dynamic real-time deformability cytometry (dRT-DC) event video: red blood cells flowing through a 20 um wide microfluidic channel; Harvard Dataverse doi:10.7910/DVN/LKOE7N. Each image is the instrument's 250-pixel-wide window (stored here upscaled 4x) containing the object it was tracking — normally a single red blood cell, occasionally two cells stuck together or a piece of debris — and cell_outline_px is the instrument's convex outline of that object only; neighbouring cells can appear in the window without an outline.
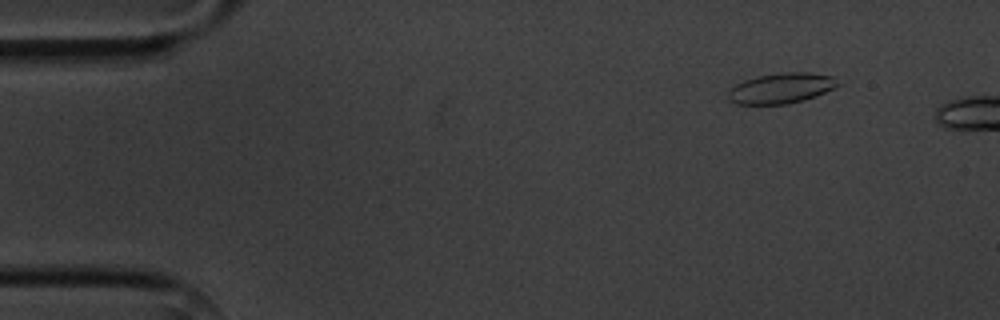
{"species": "common noctule bat (a hibernating species)", "species_latin": "Nyctalus noctula", "temperature_condition": "cold", "stored_images_in_passage": 5, "camera_frame_rate_fps": 3000, "um_per_image_px": 0.085, "animal": {"sex": "male", "body_mass_g": 20.1, "forearm_length_mm": 53.5}, "frame": {"image": 1, "passage_image": 2, "time_ms": 1.333, "image_size_px": [1000, 320], "cell_outline_px": [[840, 84], [816, 96], [804, 100], [788, 104], [736, 104], [728, 100], [728, 88], [744, 80], [760, 76], [780, 72], [808, 72], [836, 76]], "centroid_in_image_um": [66.4, 7.49], "position_along_channel_um": 18.6, "area_um2": 19.59}}